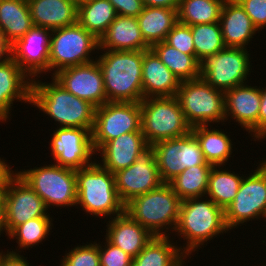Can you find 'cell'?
<instances>
[{
    "mask_svg": "<svg viewBox=\"0 0 266 266\" xmlns=\"http://www.w3.org/2000/svg\"><path fill=\"white\" fill-rule=\"evenodd\" d=\"M181 204L182 200L171 186L163 183L159 188L131 199L125 204V212L153 236H167L169 230L174 232L176 229Z\"/></svg>",
    "mask_w": 266,
    "mask_h": 266,
    "instance_id": "obj_5",
    "label": "cell"
},
{
    "mask_svg": "<svg viewBox=\"0 0 266 266\" xmlns=\"http://www.w3.org/2000/svg\"><path fill=\"white\" fill-rule=\"evenodd\" d=\"M226 0H181L177 9L178 22L193 26L219 22Z\"/></svg>",
    "mask_w": 266,
    "mask_h": 266,
    "instance_id": "obj_35",
    "label": "cell"
},
{
    "mask_svg": "<svg viewBox=\"0 0 266 266\" xmlns=\"http://www.w3.org/2000/svg\"><path fill=\"white\" fill-rule=\"evenodd\" d=\"M11 57H12L11 45L0 34V62H6Z\"/></svg>",
    "mask_w": 266,
    "mask_h": 266,
    "instance_id": "obj_47",
    "label": "cell"
},
{
    "mask_svg": "<svg viewBox=\"0 0 266 266\" xmlns=\"http://www.w3.org/2000/svg\"><path fill=\"white\" fill-rule=\"evenodd\" d=\"M245 177L235 199L224 210L228 230L266 215V161L262 159L257 169Z\"/></svg>",
    "mask_w": 266,
    "mask_h": 266,
    "instance_id": "obj_11",
    "label": "cell"
},
{
    "mask_svg": "<svg viewBox=\"0 0 266 266\" xmlns=\"http://www.w3.org/2000/svg\"><path fill=\"white\" fill-rule=\"evenodd\" d=\"M51 34L49 29L33 26L11 45V58L32 80L43 72H49Z\"/></svg>",
    "mask_w": 266,
    "mask_h": 266,
    "instance_id": "obj_18",
    "label": "cell"
},
{
    "mask_svg": "<svg viewBox=\"0 0 266 266\" xmlns=\"http://www.w3.org/2000/svg\"><path fill=\"white\" fill-rule=\"evenodd\" d=\"M52 218H34L15 227L9 238L17 239L19 249H29L46 239L52 229Z\"/></svg>",
    "mask_w": 266,
    "mask_h": 266,
    "instance_id": "obj_37",
    "label": "cell"
},
{
    "mask_svg": "<svg viewBox=\"0 0 266 266\" xmlns=\"http://www.w3.org/2000/svg\"><path fill=\"white\" fill-rule=\"evenodd\" d=\"M212 165L186 168L168 184L181 200L205 197Z\"/></svg>",
    "mask_w": 266,
    "mask_h": 266,
    "instance_id": "obj_33",
    "label": "cell"
},
{
    "mask_svg": "<svg viewBox=\"0 0 266 266\" xmlns=\"http://www.w3.org/2000/svg\"><path fill=\"white\" fill-rule=\"evenodd\" d=\"M260 109L257 121V141L266 138V88L260 89Z\"/></svg>",
    "mask_w": 266,
    "mask_h": 266,
    "instance_id": "obj_43",
    "label": "cell"
},
{
    "mask_svg": "<svg viewBox=\"0 0 266 266\" xmlns=\"http://www.w3.org/2000/svg\"><path fill=\"white\" fill-rule=\"evenodd\" d=\"M77 205L86 214L115 217L125 212L115 187V177L94 159L91 165L76 170ZM112 214V215H111Z\"/></svg>",
    "mask_w": 266,
    "mask_h": 266,
    "instance_id": "obj_4",
    "label": "cell"
},
{
    "mask_svg": "<svg viewBox=\"0 0 266 266\" xmlns=\"http://www.w3.org/2000/svg\"><path fill=\"white\" fill-rule=\"evenodd\" d=\"M158 171L163 183H169L186 168L211 165L206 162L199 141L188 134L153 144Z\"/></svg>",
    "mask_w": 266,
    "mask_h": 266,
    "instance_id": "obj_13",
    "label": "cell"
},
{
    "mask_svg": "<svg viewBox=\"0 0 266 266\" xmlns=\"http://www.w3.org/2000/svg\"><path fill=\"white\" fill-rule=\"evenodd\" d=\"M252 20L258 33L266 27V0H236Z\"/></svg>",
    "mask_w": 266,
    "mask_h": 266,
    "instance_id": "obj_41",
    "label": "cell"
},
{
    "mask_svg": "<svg viewBox=\"0 0 266 266\" xmlns=\"http://www.w3.org/2000/svg\"><path fill=\"white\" fill-rule=\"evenodd\" d=\"M115 187L121 201L126 204L136 196L159 188L161 180L155 149L148 145L131 166L114 173Z\"/></svg>",
    "mask_w": 266,
    "mask_h": 266,
    "instance_id": "obj_14",
    "label": "cell"
},
{
    "mask_svg": "<svg viewBox=\"0 0 266 266\" xmlns=\"http://www.w3.org/2000/svg\"><path fill=\"white\" fill-rule=\"evenodd\" d=\"M94 49L99 51V40L78 22L52 30L49 72L53 70L54 75L62 69L93 62L90 56Z\"/></svg>",
    "mask_w": 266,
    "mask_h": 266,
    "instance_id": "obj_9",
    "label": "cell"
},
{
    "mask_svg": "<svg viewBox=\"0 0 266 266\" xmlns=\"http://www.w3.org/2000/svg\"><path fill=\"white\" fill-rule=\"evenodd\" d=\"M116 16V11L109 0H82L78 2L77 22L98 40Z\"/></svg>",
    "mask_w": 266,
    "mask_h": 266,
    "instance_id": "obj_31",
    "label": "cell"
},
{
    "mask_svg": "<svg viewBox=\"0 0 266 266\" xmlns=\"http://www.w3.org/2000/svg\"><path fill=\"white\" fill-rule=\"evenodd\" d=\"M87 244L71 249L61 260L60 266H100L98 244Z\"/></svg>",
    "mask_w": 266,
    "mask_h": 266,
    "instance_id": "obj_38",
    "label": "cell"
},
{
    "mask_svg": "<svg viewBox=\"0 0 266 266\" xmlns=\"http://www.w3.org/2000/svg\"><path fill=\"white\" fill-rule=\"evenodd\" d=\"M34 26L55 30L77 22L76 0H27Z\"/></svg>",
    "mask_w": 266,
    "mask_h": 266,
    "instance_id": "obj_26",
    "label": "cell"
},
{
    "mask_svg": "<svg viewBox=\"0 0 266 266\" xmlns=\"http://www.w3.org/2000/svg\"><path fill=\"white\" fill-rule=\"evenodd\" d=\"M3 158L0 157V190H2L9 182V180L16 174V170L12 171V167L6 164ZM15 172V173H14Z\"/></svg>",
    "mask_w": 266,
    "mask_h": 266,
    "instance_id": "obj_45",
    "label": "cell"
},
{
    "mask_svg": "<svg viewBox=\"0 0 266 266\" xmlns=\"http://www.w3.org/2000/svg\"><path fill=\"white\" fill-rule=\"evenodd\" d=\"M137 21L145 42L152 47L165 41L167 34L178 23L177 9L144 6Z\"/></svg>",
    "mask_w": 266,
    "mask_h": 266,
    "instance_id": "obj_28",
    "label": "cell"
},
{
    "mask_svg": "<svg viewBox=\"0 0 266 266\" xmlns=\"http://www.w3.org/2000/svg\"><path fill=\"white\" fill-rule=\"evenodd\" d=\"M17 174L51 206H77L76 170L57 164L18 171Z\"/></svg>",
    "mask_w": 266,
    "mask_h": 266,
    "instance_id": "obj_8",
    "label": "cell"
},
{
    "mask_svg": "<svg viewBox=\"0 0 266 266\" xmlns=\"http://www.w3.org/2000/svg\"><path fill=\"white\" fill-rule=\"evenodd\" d=\"M146 7H164L178 9L181 0H142Z\"/></svg>",
    "mask_w": 266,
    "mask_h": 266,
    "instance_id": "obj_46",
    "label": "cell"
},
{
    "mask_svg": "<svg viewBox=\"0 0 266 266\" xmlns=\"http://www.w3.org/2000/svg\"><path fill=\"white\" fill-rule=\"evenodd\" d=\"M2 231H5L6 235L9 236L8 229L6 226L5 201L2 191L0 190V236L1 233H3Z\"/></svg>",
    "mask_w": 266,
    "mask_h": 266,
    "instance_id": "obj_48",
    "label": "cell"
},
{
    "mask_svg": "<svg viewBox=\"0 0 266 266\" xmlns=\"http://www.w3.org/2000/svg\"><path fill=\"white\" fill-rule=\"evenodd\" d=\"M219 23L225 47L244 48L252 41L258 29L236 0H226Z\"/></svg>",
    "mask_w": 266,
    "mask_h": 266,
    "instance_id": "obj_24",
    "label": "cell"
},
{
    "mask_svg": "<svg viewBox=\"0 0 266 266\" xmlns=\"http://www.w3.org/2000/svg\"><path fill=\"white\" fill-rule=\"evenodd\" d=\"M180 83L179 79L152 49L143 51L142 90L144 99L176 96Z\"/></svg>",
    "mask_w": 266,
    "mask_h": 266,
    "instance_id": "obj_22",
    "label": "cell"
},
{
    "mask_svg": "<svg viewBox=\"0 0 266 266\" xmlns=\"http://www.w3.org/2000/svg\"><path fill=\"white\" fill-rule=\"evenodd\" d=\"M248 52L244 48L225 47L204 57L199 63L200 78L223 92L245 84L252 69Z\"/></svg>",
    "mask_w": 266,
    "mask_h": 266,
    "instance_id": "obj_10",
    "label": "cell"
},
{
    "mask_svg": "<svg viewBox=\"0 0 266 266\" xmlns=\"http://www.w3.org/2000/svg\"><path fill=\"white\" fill-rule=\"evenodd\" d=\"M14 250L8 251L5 253L3 251L0 252V266H29L27 262V258L23 255H20ZM4 253V254H3Z\"/></svg>",
    "mask_w": 266,
    "mask_h": 266,
    "instance_id": "obj_44",
    "label": "cell"
},
{
    "mask_svg": "<svg viewBox=\"0 0 266 266\" xmlns=\"http://www.w3.org/2000/svg\"><path fill=\"white\" fill-rule=\"evenodd\" d=\"M140 107L141 130L148 145L181 137L191 131L175 96L145 98Z\"/></svg>",
    "mask_w": 266,
    "mask_h": 266,
    "instance_id": "obj_6",
    "label": "cell"
},
{
    "mask_svg": "<svg viewBox=\"0 0 266 266\" xmlns=\"http://www.w3.org/2000/svg\"><path fill=\"white\" fill-rule=\"evenodd\" d=\"M53 132L50 154L55 164L78 170L94 162L92 155L96 153L89 129L57 126Z\"/></svg>",
    "mask_w": 266,
    "mask_h": 266,
    "instance_id": "obj_16",
    "label": "cell"
},
{
    "mask_svg": "<svg viewBox=\"0 0 266 266\" xmlns=\"http://www.w3.org/2000/svg\"><path fill=\"white\" fill-rule=\"evenodd\" d=\"M104 244L105 247L103 248L101 244L98 243L100 266H132L133 258L131 256L117 246L111 244L107 239Z\"/></svg>",
    "mask_w": 266,
    "mask_h": 266,
    "instance_id": "obj_40",
    "label": "cell"
},
{
    "mask_svg": "<svg viewBox=\"0 0 266 266\" xmlns=\"http://www.w3.org/2000/svg\"><path fill=\"white\" fill-rule=\"evenodd\" d=\"M141 129V107L138 102H106L96 108L92 145L95 153L110 140Z\"/></svg>",
    "mask_w": 266,
    "mask_h": 266,
    "instance_id": "obj_12",
    "label": "cell"
},
{
    "mask_svg": "<svg viewBox=\"0 0 266 266\" xmlns=\"http://www.w3.org/2000/svg\"><path fill=\"white\" fill-rule=\"evenodd\" d=\"M1 191L5 201L8 234L30 219L50 218L44 201L17 173Z\"/></svg>",
    "mask_w": 266,
    "mask_h": 266,
    "instance_id": "obj_15",
    "label": "cell"
},
{
    "mask_svg": "<svg viewBox=\"0 0 266 266\" xmlns=\"http://www.w3.org/2000/svg\"><path fill=\"white\" fill-rule=\"evenodd\" d=\"M167 236H154L132 260V266H183L186 256L182 246H175Z\"/></svg>",
    "mask_w": 266,
    "mask_h": 266,
    "instance_id": "obj_29",
    "label": "cell"
},
{
    "mask_svg": "<svg viewBox=\"0 0 266 266\" xmlns=\"http://www.w3.org/2000/svg\"><path fill=\"white\" fill-rule=\"evenodd\" d=\"M165 42L182 53L195 56L193 35L191 33V27L188 25L178 22L167 34Z\"/></svg>",
    "mask_w": 266,
    "mask_h": 266,
    "instance_id": "obj_39",
    "label": "cell"
},
{
    "mask_svg": "<svg viewBox=\"0 0 266 266\" xmlns=\"http://www.w3.org/2000/svg\"><path fill=\"white\" fill-rule=\"evenodd\" d=\"M100 50L146 51L145 42L136 17L117 15L99 39Z\"/></svg>",
    "mask_w": 266,
    "mask_h": 266,
    "instance_id": "obj_25",
    "label": "cell"
},
{
    "mask_svg": "<svg viewBox=\"0 0 266 266\" xmlns=\"http://www.w3.org/2000/svg\"><path fill=\"white\" fill-rule=\"evenodd\" d=\"M33 26L27 0H0V34L10 45Z\"/></svg>",
    "mask_w": 266,
    "mask_h": 266,
    "instance_id": "obj_27",
    "label": "cell"
},
{
    "mask_svg": "<svg viewBox=\"0 0 266 266\" xmlns=\"http://www.w3.org/2000/svg\"><path fill=\"white\" fill-rule=\"evenodd\" d=\"M221 166H213L209 175L206 195L223 210L235 199L243 176L238 173L221 170ZM218 168V169H217Z\"/></svg>",
    "mask_w": 266,
    "mask_h": 266,
    "instance_id": "obj_34",
    "label": "cell"
},
{
    "mask_svg": "<svg viewBox=\"0 0 266 266\" xmlns=\"http://www.w3.org/2000/svg\"><path fill=\"white\" fill-rule=\"evenodd\" d=\"M175 97L191 127L225 120L224 92L202 78L182 81Z\"/></svg>",
    "mask_w": 266,
    "mask_h": 266,
    "instance_id": "obj_7",
    "label": "cell"
},
{
    "mask_svg": "<svg viewBox=\"0 0 266 266\" xmlns=\"http://www.w3.org/2000/svg\"><path fill=\"white\" fill-rule=\"evenodd\" d=\"M151 49L180 82L200 78V61L196 56L182 53L165 41L154 44Z\"/></svg>",
    "mask_w": 266,
    "mask_h": 266,
    "instance_id": "obj_32",
    "label": "cell"
},
{
    "mask_svg": "<svg viewBox=\"0 0 266 266\" xmlns=\"http://www.w3.org/2000/svg\"><path fill=\"white\" fill-rule=\"evenodd\" d=\"M208 127L209 125H198L192 127L191 131L199 141L206 162L212 166H225L232 154V141L221 129Z\"/></svg>",
    "mask_w": 266,
    "mask_h": 266,
    "instance_id": "obj_30",
    "label": "cell"
},
{
    "mask_svg": "<svg viewBox=\"0 0 266 266\" xmlns=\"http://www.w3.org/2000/svg\"><path fill=\"white\" fill-rule=\"evenodd\" d=\"M148 146L142 130L124 133L106 142L97 152L101 155L100 165L112 174L131 166L138 155Z\"/></svg>",
    "mask_w": 266,
    "mask_h": 266,
    "instance_id": "obj_20",
    "label": "cell"
},
{
    "mask_svg": "<svg viewBox=\"0 0 266 266\" xmlns=\"http://www.w3.org/2000/svg\"><path fill=\"white\" fill-rule=\"evenodd\" d=\"M191 27L195 56L201 61L225 48L220 23L196 24Z\"/></svg>",
    "mask_w": 266,
    "mask_h": 266,
    "instance_id": "obj_36",
    "label": "cell"
},
{
    "mask_svg": "<svg viewBox=\"0 0 266 266\" xmlns=\"http://www.w3.org/2000/svg\"><path fill=\"white\" fill-rule=\"evenodd\" d=\"M116 14L136 17L142 12L144 5L142 0H109Z\"/></svg>",
    "mask_w": 266,
    "mask_h": 266,
    "instance_id": "obj_42",
    "label": "cell"
},
{
    "mask_svg": "<svg viewBox=\"0 0 266 266\" xmlns=\"http://www.w3.org/2000/svg\"><path fill=\"white\" fill-rule=\"evenodd\" d=\"M10 58L0 62V121L9 119L15 100L31 102L32 79ZM8 118V119H7Z\"/></svg>",
    "mask_w": 266,
    "mask_h": 266,
    "instance_id": "obj_21",
    "label": "cell"
},
{
    "mask_svg": "<svg viewBox=\"0 0 266 266\" xmlns=\"http://www.w3.org/2000/svg\"><path fill=\"white\" fill-rule=\"evenodd\" d=\"M225 122L228 116L257 139V121L260 109V86H249L247 83L224 92ZM252 133V134H251Z\"/></svg>",
    "mask_w": 266,
    "mask_h": 266,
    "instance_id": "obj_19",
    "label": "cell"
},
{
    "mask_svg": "<svg viewBox=\"0 0 266 266\" xmlns=\"http://www.w3.org/2000/svg\"><path fill=\"white\" fill-rule=\"evenodd\" d=\"M110 219L106 225L105 239L132 258H135L154 237L126 212Z\"/></svg>",
    "mask_w": 266,
    "mask_h": 266,
    "instance_id": "obj_23",
    "label": "cell"
},
{
    "mask_svg": "<svg viewBox=\"0 0 266 266\" xmlns=\"http://www.w3.org/2000/svg\"><path fill=\"white\" fill-rule=\"evenodd\" d=\"M104 51L95 58L102 71L107 102H138L143 97V51Z\"/></svg>",
    "mask_w": 266,
    "mask_h": 266,
    "instance_id": "obj_1",
    "label": "cell"
},
{
    "mask_svg": "<svg viewBox=\"0 0 266 266\" xmlns=\"http://www.w3.org/2000/svg\"><path fill=\"white\" fill-rule=\"evenodd\" d=\"M29 104L50 116L59 127L93 129L96 107L65 90L53 78L51 83L32 80Z\"/></svg>",
    "mask_w": 266,
    "mask_h": 266,
    "instance_id": "obj_2",
    "label": "cell"
},
{
    "mask_svg": "<svg viewBox=\"0 0 266 266\" xmlns=\"http://www.w3.org/2000/svg\"><path fill=\"white\" fill-rule=\"evenodd\" d=\"M51 77L65 90L96 108L107 102L102 71L96 60L62 69Z\"/></svg>",
    "mask_w": 266,
    "mask_h": 266,
    "instance_id": "obj_17",
    "label": "cell"
},
{
    "mask_svg": "<svg viewBox=\"0 0 266 266\" xmlns=\"http://www.w3.org/2000/svg\"><path fill=\"white\" fill-rule=\"evenodd\" d=\"M205 198L182 200L175 232L187 241L181 251L188 257L196 249L202 248L203 243L214 239V236L229 231L224 221V210L207 196Z\"/></svg>",
    "mask_w": 266,
    "mask_h": 266,
    "instance_id": "obj_3",
    "label": "cell"
}]
</instances>
